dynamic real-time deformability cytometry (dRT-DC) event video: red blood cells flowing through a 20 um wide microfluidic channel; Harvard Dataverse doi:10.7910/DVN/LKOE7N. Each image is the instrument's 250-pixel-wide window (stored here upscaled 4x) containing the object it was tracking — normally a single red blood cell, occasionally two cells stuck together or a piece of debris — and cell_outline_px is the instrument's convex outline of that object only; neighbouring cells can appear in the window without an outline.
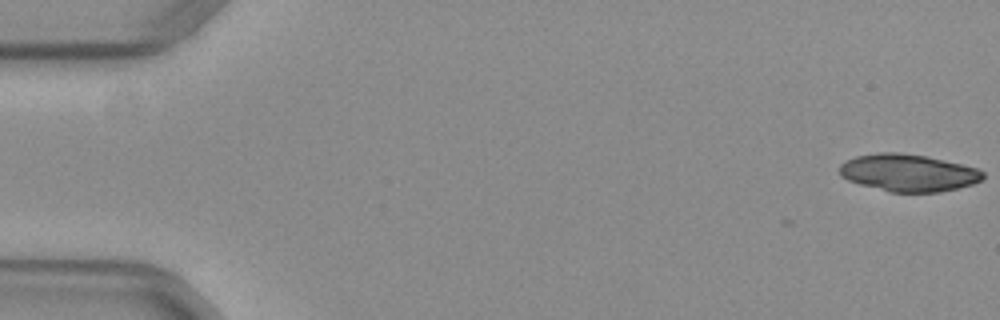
{"species": "common noctule bat (a hibernating species)", "species_latin": "Nyctalus noctula", "temperature_condition": "warm", "stored_images_in_passage": 6, "camera_frame_rate_fps": 3000, "um_per_image_px": 0.085, "animal": {"sex": "female", "body_mass_g": 29.2, "forearm_length_mm": 56.3}, "frame": {"image": 1, "passage_image": 1, "time_ms": 0.0, "image_size_px": [1000, 320], "cell_outline_px": [[984, 176], [980, 180], [972, 184], [940, 192], [888, 192], [860, 184], [848, 180], [840, 176], [840, 164], [856, 156], [880, 152], [896, 152], [928, 156], [976, 168], [984, 172]], "centroid_in_image_um": [77.18, 14.68], "position_along_channel_um": 7.8, "area_um2": 30.98}}